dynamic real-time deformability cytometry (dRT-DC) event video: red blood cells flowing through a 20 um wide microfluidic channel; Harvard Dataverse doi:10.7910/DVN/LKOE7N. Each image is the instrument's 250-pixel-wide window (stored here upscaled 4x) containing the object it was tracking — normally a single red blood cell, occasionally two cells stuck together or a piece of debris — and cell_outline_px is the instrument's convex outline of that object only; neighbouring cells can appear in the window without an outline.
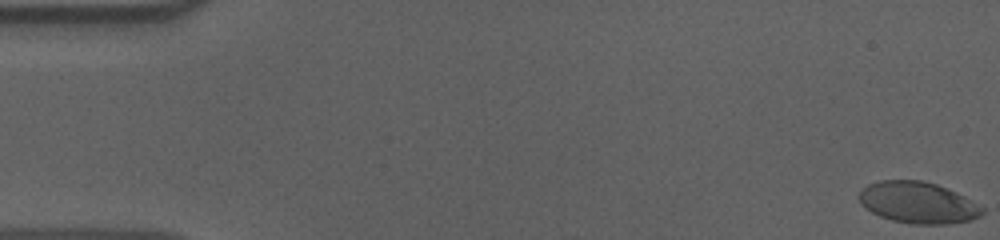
{"species": "human", "species_latin": "Homo sapiens", "temperature_condition": "cold", "stored_images_in_passage": 57, "camera_frame_rate_fps": 3000, "um_per_image_px": 0.085, "donor": {"sex": "male"}, "frame": {"image": 1, "passage_image": 1, "time_ms": 0.0, "image_size_px": [1000, 240], "cell_outline_px": [[984, 212], [980, 216], [968, 220], [948, 224], [912, 224], [892, 220], [880, 216], [872, 212], [860, 204], [860, 192], [868, 184], [880, 180], [924, 180], [936, 184], [956, 192], [964, 196], [984, 208]], "centroid_in_image_um": [78.03, 17.22], "position_along_channel_um": 7.0, "area_um2": 29.59}}
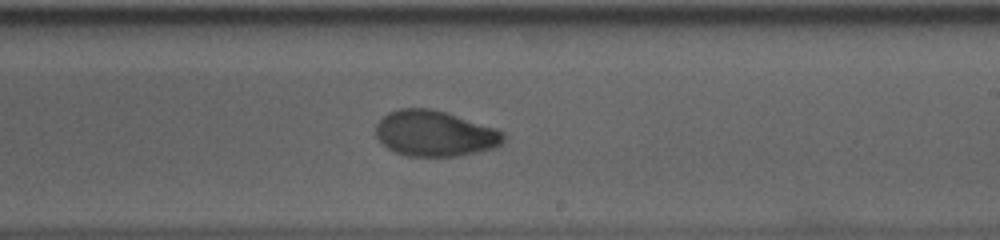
{"frame": {"image": 2, "passage_image": 34, "time_ms": 11.0, "image_size_px": [1000, 240], "cell_outline_px": [[504, 140], [496, 148], [460, 156], [408, 156], [396, 152], [388, 148], [376, 136], [376, 124], [388, 112], [400, 108], [432, 108], [448, 112], [496, 128], [504, 132]], "centroid_in_image_um": [36.99, 11.34], "position_along_channel_um": 252.0, "area_um2": 34.22}}
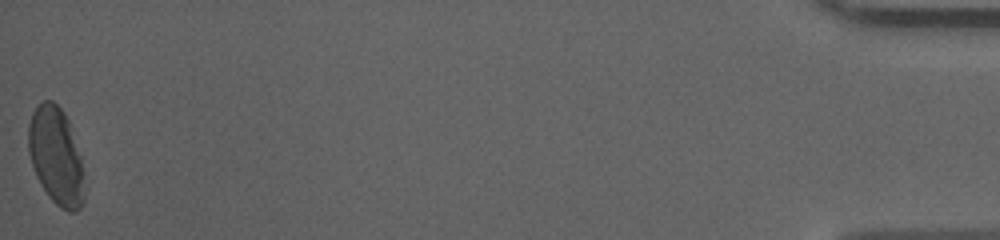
{"frame": {"image": 3, "passage_image": 57, "time_ms": 18.667, "image_size_px": [1000, 240], "cell_outline_px": [[84, 200], [80, 208], [76, 212], [68, 212], [60, 208], [48, 196], [40, 184], [36, 176], [28, 152], [28, 124], [32, 112], [44, 100], [52, 100], [64, 112], [68, 120], [80, 156], [84, 196]], "centroid_in_image_um": [4.74, 13.28], "position_along_channel_um": 430.5, "area_um2": 31.56}, "authors_computed_cell_mechanics": {"area_um2": 32.5992, "velocity_mm_per_s": 3.611, "shape_relaxation_time_tau1_ms": 7.0114, "shape_relaxation_time_tau2_ms": 1.6759, "deformation_change_tau1": 0.2101, "deformation_change_tau2": 0.0496}}